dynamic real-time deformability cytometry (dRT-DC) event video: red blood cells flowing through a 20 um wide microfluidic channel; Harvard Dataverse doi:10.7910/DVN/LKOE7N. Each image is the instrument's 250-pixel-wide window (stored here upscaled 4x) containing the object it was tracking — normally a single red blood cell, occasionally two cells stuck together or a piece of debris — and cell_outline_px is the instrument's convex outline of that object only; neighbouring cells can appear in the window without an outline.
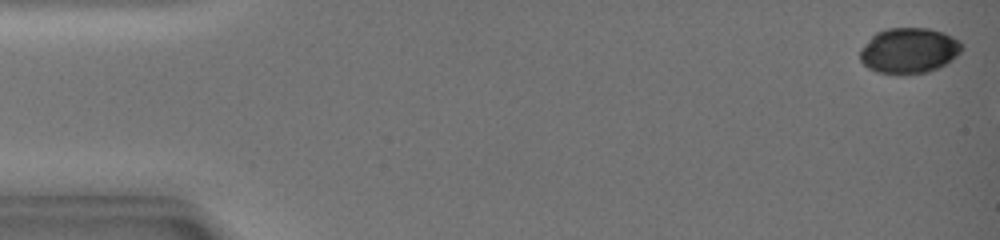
{"species": "common noctule bat (a hibernating species)", "species_latin": "Nyctalus noctula", "temperature_condition": "warm", "stored_images_in_passage": 6, "camera_frame_rate_fps": 3000, "um_per_image_px": 0.085, "animal": {"sex": "female", "body_mass_g": 19.0, "forearm_length_mm": 51.5}, "frame": {"image": 1, "passage_image": 1, "time_ms": 0.0, "image_size_px": [1000, 240], "cell_outline_px": [[964, 48], [952, 60], [928, 72], [876, 72], [868, 68], [860, 60], [860, 48], [876, 32], [888, 28], [928, 28], [944, 32], [960, 40], [964, 44]], "centroid_in_image_um": [77.28, 4.26], "position_along_channel_um": 7.7, "area_um2": 26.76}}